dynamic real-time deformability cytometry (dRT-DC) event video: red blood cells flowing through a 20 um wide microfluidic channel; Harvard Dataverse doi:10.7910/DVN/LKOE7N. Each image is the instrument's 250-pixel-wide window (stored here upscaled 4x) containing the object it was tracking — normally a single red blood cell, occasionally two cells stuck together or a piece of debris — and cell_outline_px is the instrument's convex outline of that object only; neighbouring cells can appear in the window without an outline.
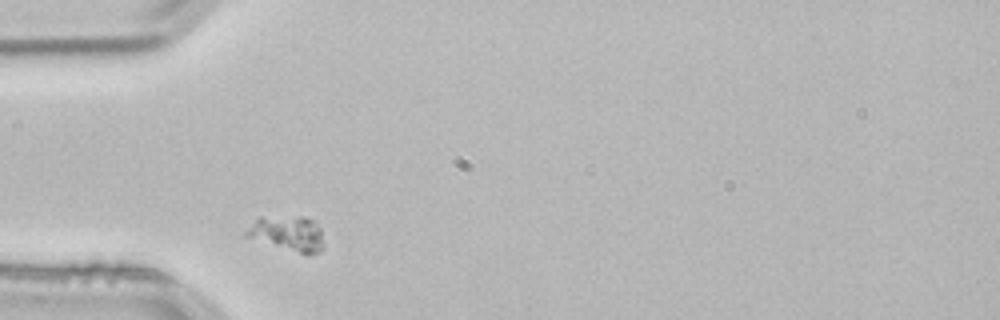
{"species": "common noctule bat (a hibernating species)", "species_latin": "Nyctalus noctula", "temperature_condition": "room temperature", "stored_images_in_passage": 38, "camera_frame_rate_fps": 3000, "um_per_image_px": 0.085, "animal": {"sex": "male", "body_mass_g": 21.5, "forearm_length_mm": 52.0}, "frame": {"image": 1, "passage_image": 2, "time_ms": 0.333, "image_size_px": [1000, 320], "cell_outline_px": [[324, 248], [320, 252], [308, 256], [244, 236], [244, 232], [260, 216], [304, 216], [316, 220], [320, 228], [324, 244]], "centroid_in_image_um": [24.51, 19.84], "position_along_channel_um": 60.5, "area_um2": 16.24}}
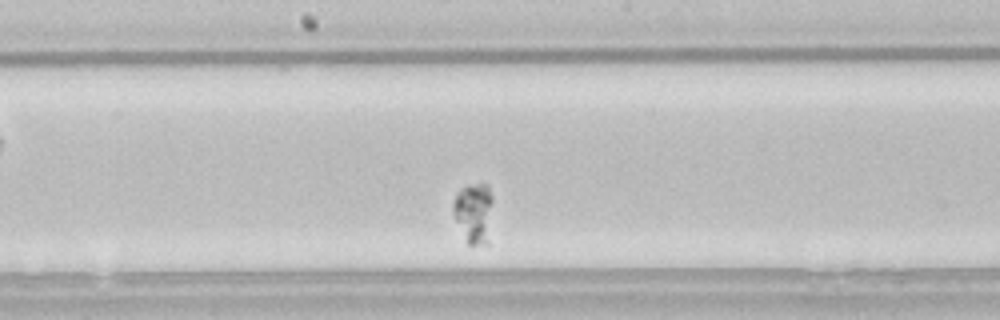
{"frame": {"image": 2, "passage_image": 15, "time_ms": 4.667, "image_size_px": [1000, 320], "cell_outline_px": [[492, 200], [488, 244], [468, 244], [452, 212], [452, 204], [456, 192], [460, 188], [468, 184], [488, 184], [492, 196]], "centroid_in_image_um": [40.26, 18.04], "position_along_channel_um": 207.9, "area_um2": 13.99}}
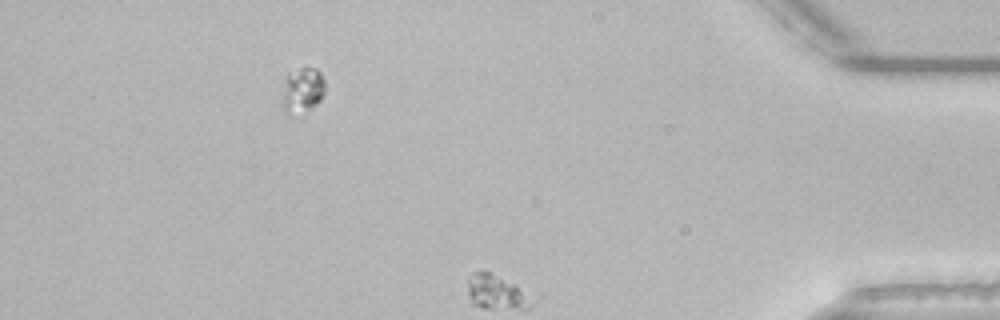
{"frame": {"image": 3, "passage_image": 33, "time_ms": 10.667, "image_size_px": [1000, 320], "cell_outline_px": [[324, 92], [320, 100], [312, 108], [288, 116], [284, 112], [280, 104], [284, 76], [288, 72], [300, 68], [316, 68], [320, 72], [324, 80]], "centroid_in_image_um": [25.63, 7.67], "position_along_channel_um": 409.6, "area_um2": 11.73}}